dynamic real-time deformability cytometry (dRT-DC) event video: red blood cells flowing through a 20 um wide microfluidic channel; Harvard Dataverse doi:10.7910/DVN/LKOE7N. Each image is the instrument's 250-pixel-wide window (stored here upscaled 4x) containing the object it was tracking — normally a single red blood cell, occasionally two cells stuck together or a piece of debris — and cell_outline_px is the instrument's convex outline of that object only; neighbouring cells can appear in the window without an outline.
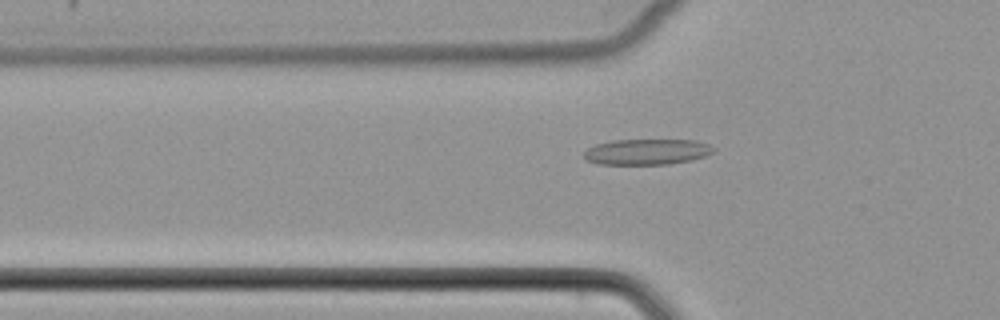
{"species": "common noctule bat (a hibernating species)", "species_latin": "Nyctalus noctula", "temperature_condition": "cold", "stored_images_in_passage": 52, "camera_frame_rate_fps": 3000, "um_per_image_px": 0.085, "animal": {"sex": "female", "body_mass_g": 22.7, "forearm_length_mm": 54.2}, "frame": {"image": 1, "passage_image": 18, "time_ms": 5.667, "image_size_px": [1000, 320], "cell_outline_px": [[716, 148], [712, 152], [704, 156], [692, 160], [668, 164], [596, 164], [584, 160], [584, 152], [588, 148], [596, 144], [612, 140], [696, 140], [708, 144]], "centroid_in_image_um": [54.96, 12.9], "position_along_channel_um": 70.8, "area_um2": 19.48}}
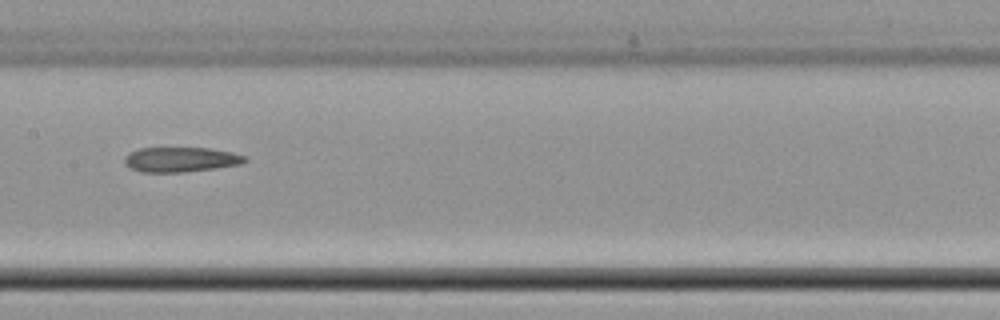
{"frame": {"image": 2, "passage_image": 27, "time_ms": 8.667, "image_size_px": [1000, 320], "cell_outline_px": [[248, 160], [240, 164], [216, 168], [184, 172], [140, 172], [128, 168], [124, 164], [124, 156], [128, 152], [140, 148], [208, 148], [232, 152], [248, 156]], "centroid_in_image_um": [15.33, 13.56], "position_along_channel_um": 192.1, "area_um2": 17.69}}
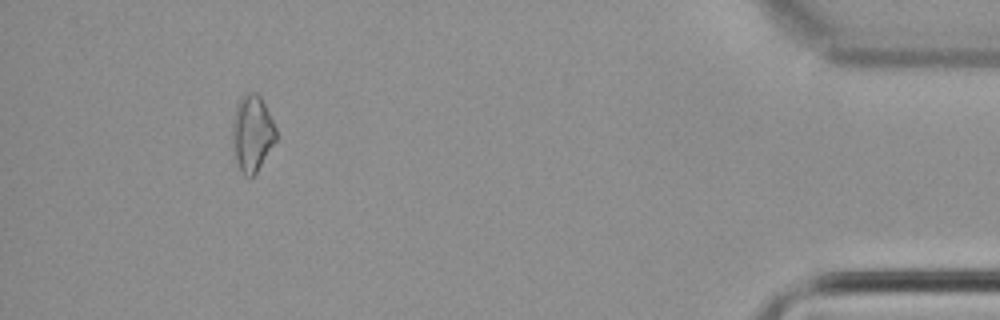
{"frame": {"image": 3, "passage_image": 48, "time_ms": 15.667, "image_size_px": [1000, 320], "cell_outline_px": [[276, 140], [256, 172], [252, 176], [244, 176], [232, 152], [232, 120], [236, 104], [240, 96], [248, 92], [256, 92], [260, 96], [276, 128]], "centroid_in_image_um": [21.4, 11.3], "position_along_channel_um": 413.8, "area_um2": 19.42}}